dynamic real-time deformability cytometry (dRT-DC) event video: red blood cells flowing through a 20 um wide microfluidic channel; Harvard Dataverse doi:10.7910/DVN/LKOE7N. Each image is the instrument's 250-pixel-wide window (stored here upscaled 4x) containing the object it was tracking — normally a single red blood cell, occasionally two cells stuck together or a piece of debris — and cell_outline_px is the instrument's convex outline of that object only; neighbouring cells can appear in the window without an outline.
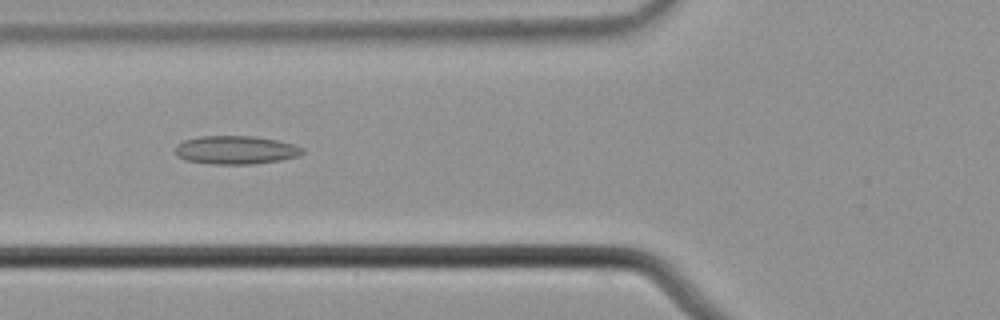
{"species": "common noctule bat (a hibernating species)", "species_latin": "Nyctalus noctula", "temperature_condition": "cold", "stored_images_in_passage": 6, "camera_frame_rate_fps": 3000, "um_per_image_px": 0.085, "animal": {"sex": "male", "body_mass_g": 21.5, "forearm_length_mm": 52.0}, "frame": {"image": 1, "passage_image": 4, "time_ms": 1.0, "image_size_px": [1000, 320], "cell_outline_px": [[304, 152], [300, 156], [280, 160], [252, 164], [208, 164], [184, 160], [176, 156], [176, 144], [184, 140], [200, 136], [256, 136], [276, 140], [292, 144], [304, 148]], "centroid_in_image_um": [20.02, 12.75], "position_along_channel_um": 105.8, "area_um2": 21.21}}
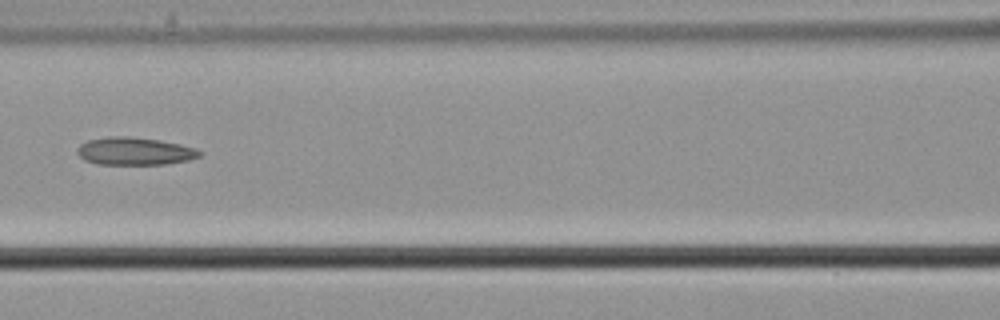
{"frame": {"image": 2, "passage_image": 5, "time_ms": 1.333, "image_size_px": [1000, 320], "cell_outline_px": [[204, 152], [200, 156], [188, 160], [164, 164], [96, 164], [84, 160], [76, 152], [80, 144], [88, 140], [108, 136], [128, 136], [160, 140], [180, 144], [196, 148]], "centroid_in_image_um": [11.45, 12.84], "position_along_channel_um": 155.2, "area_um2": 19.83}}
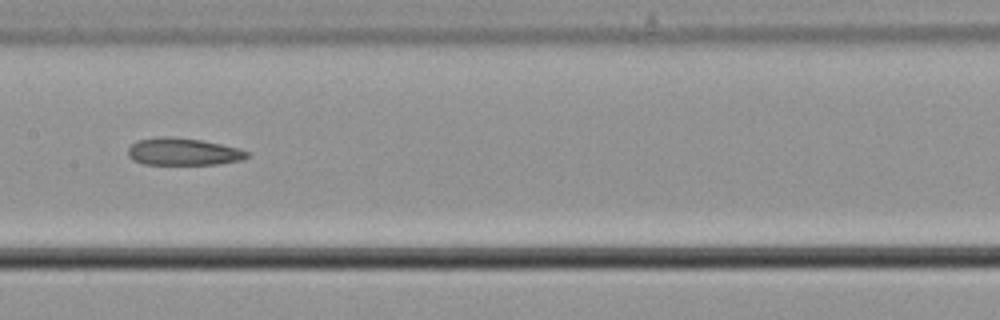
{"frame": {"image": 3, "passage_image": 6, "time_ms": 1.667, "image_size_px": [1000, 320], "cell_outline_px": [[248, 156], [240, 160], [216, 164], [144, 164], [132, 160], [128, 156], [128, 148], [136, 140], [160, 136], [168, 136], [200, 140], [220, 144], [236, 148], [248, 152]], "centroid_in_image_um": [15.49, 12.89], "position_along_channel_um": 191.9, "area_um2": 18.73}}